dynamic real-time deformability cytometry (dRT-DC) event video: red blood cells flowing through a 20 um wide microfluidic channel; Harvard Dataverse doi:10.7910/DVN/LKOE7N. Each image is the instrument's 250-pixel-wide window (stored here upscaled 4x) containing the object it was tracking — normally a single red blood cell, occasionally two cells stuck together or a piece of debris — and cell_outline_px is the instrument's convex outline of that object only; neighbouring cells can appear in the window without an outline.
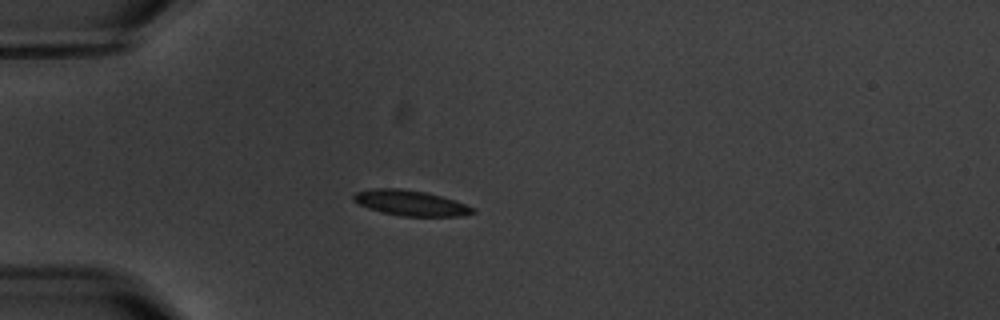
{"species": "common noctule bat (a hibernating species)", "species_latin": "Nyctalus noctula", "temperature_condition": "warm", "stored_images_in_passage": 6, "camera_frame_rate_fps": 3000, "um_per_image_px": 0.085, "animal": {"sex": "male", "body_mass_g": 20.1, "forearm_length_mm": 53.5}, "frame": {"image": 1, "passage_image": 4, "time_ms": 3.667, "image_size_px": [1000, 320], "cell_outline_px": [[476, 212], [460, 216], [400, 216], [368, 208], [352, 200], [352, 196], [356, 192], [372, 188], [400, 188], [424, 192], [440, 196], [476, 208]], "centroid_in_image_um": [34.87, 17.25], "position_along_channel_um": 50.1, "area_um2": 17.46}}